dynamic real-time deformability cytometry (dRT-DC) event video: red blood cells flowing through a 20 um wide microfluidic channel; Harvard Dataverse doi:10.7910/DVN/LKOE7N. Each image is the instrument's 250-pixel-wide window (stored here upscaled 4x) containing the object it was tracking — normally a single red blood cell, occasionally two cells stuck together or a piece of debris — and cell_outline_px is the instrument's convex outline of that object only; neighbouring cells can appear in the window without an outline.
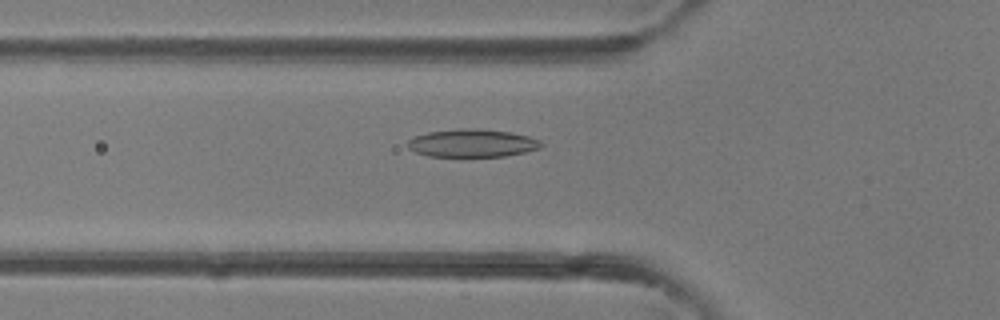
{"species": "common noctule bat (a hibernating species)", "species_latin": "Nyctalus noctula", "temperature_condition": "room temperature", "stored_images_in_passage": 39, "camera_frame_rate_fps": 3000, "um_per_image_px": 0.085, "animal": {"sex": "female"}, "frame": {"image": 1, "passage_image": 12, "time_ms": 3.667, "image_size_px": [1000, 320], "cell_outline_px": [[544, 144], [540, 148], [524, 152], [504, 156], [428, 156], [416, 152], [408, 148], [408, 140], [412, 136], [428, 132], [460, 128], [476, 128], [512, 132], [528, 136], [540, 140]], "centroid_in_image_um": [40.13, 12.15], "position_along_channel_um": 85.7, "area_um2": 21.79}}
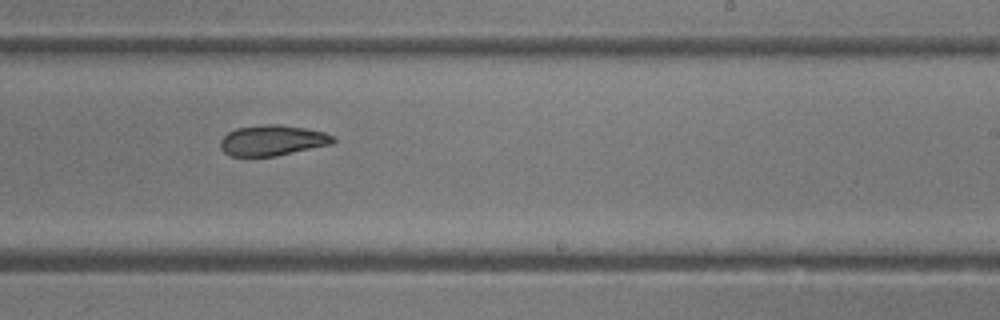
{"frame": {"image": 2, "passage_image": 23, "time_ms": 7.333, "image_size_px": [1000, 320], "cell_outline_px": [[336, 140], [332, 144], [276, 156], [232, 156], [224, 152], [220, 148], [220, 140], [228, 132], [236, 128], [268, 124], [276, 124], [304, 128], [324, 132], [332, 136]], "centroid_in_image_um": [23.14, 11.94], "position_along_channel_um": 265.9, "area_um2": 19.94}}
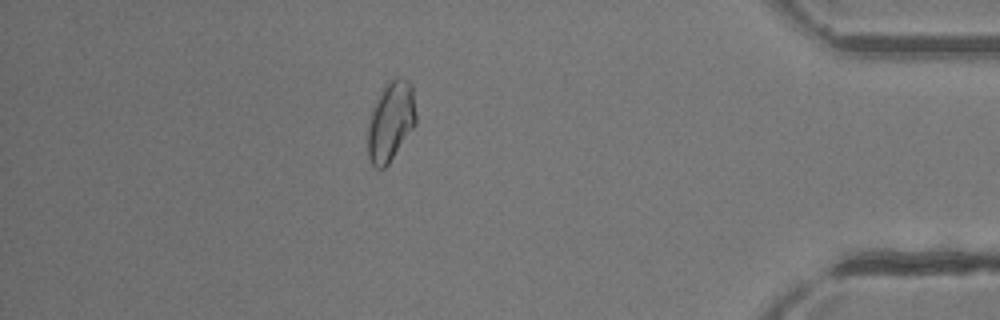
{"frame": {"image": 3, "passage_image": 34, "time_ms": 11.0, "image_size_px": [1000, 320], "cell_outline_px": [[416, 124], [388, 164], [384, 168], [376, 168], [372, 164], [368, 156], [368, 124], [372, 112], [380, 92], [384, 84], [392, 76], [400, 76], [408, 80], [412, 84], [416, 116]], "centroid_in_image_um": [33.23, 10.26], "position_along_channel_um": 402.0, "area_um2": 22.43}}